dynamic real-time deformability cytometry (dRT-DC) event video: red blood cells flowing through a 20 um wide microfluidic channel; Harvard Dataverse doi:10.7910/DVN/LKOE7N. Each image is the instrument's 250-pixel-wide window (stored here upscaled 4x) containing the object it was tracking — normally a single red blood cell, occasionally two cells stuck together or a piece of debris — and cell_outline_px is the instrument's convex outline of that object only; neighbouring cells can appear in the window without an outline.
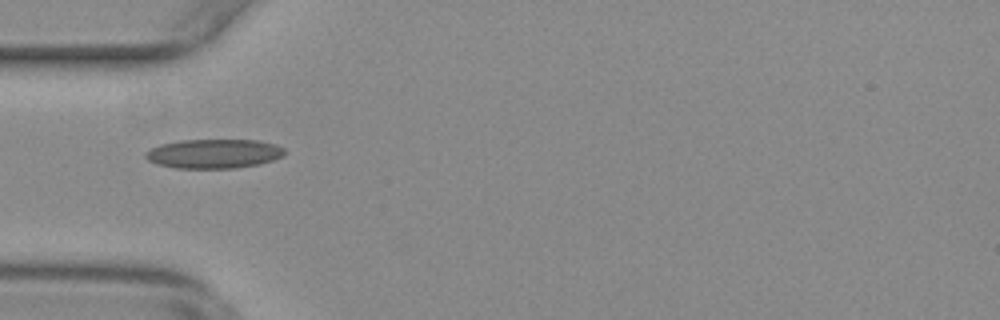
{"species": "common noctule bat (a hibernating species)", "species_latin": "Nyctalus noctula", "temperature_condition": "warm", "stored_images_in_passage": 39, "camera_frame_rate_fps": 3000, "um_per_image_px": 0.085, "animal": {"sex": "female", "body_mass_g": 29.2, "forearm_length_mm": 56.3}, "frame": {"image": 1, "passage_image": 2, "time_ms": 0.333, "image_size_px": [1000, 320], "cell_outline_px": [[284, 156], [260, 164], [236, 168], [176, 168], [160, 164], [148, 160], [144, 156], [144, 152], [160, 144], [180, 140], [260, 140], [276, 144], [284, 148]], "centroid_in_image_um": [18.2, 13.06], "position_along_channel_um": 66.8, "area_um2": 23.76}}
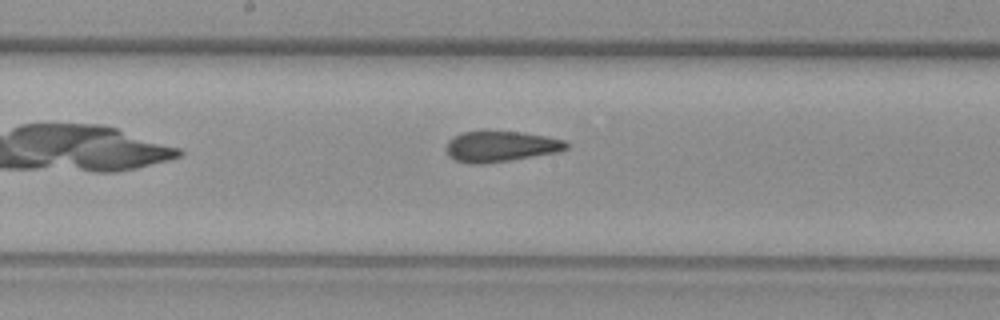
{"frame": {"image": 2, "passage_image": 13, "time_ms": 4.0, "image_size_px": [1000, 320], "cell_outline_px": [[568, 148], [556, 152], [484, 164], [468, 164], [456, 160], [448, 156], [444, 148], [448, 140], [452, 136], [464, 132], [484, 128], [524, 132], [564, 140], [568, 144]], "centroid_in_image_um": [42.46, 12.4], "position_along_channel_um": 205.7, "area_um2": 22.2}}
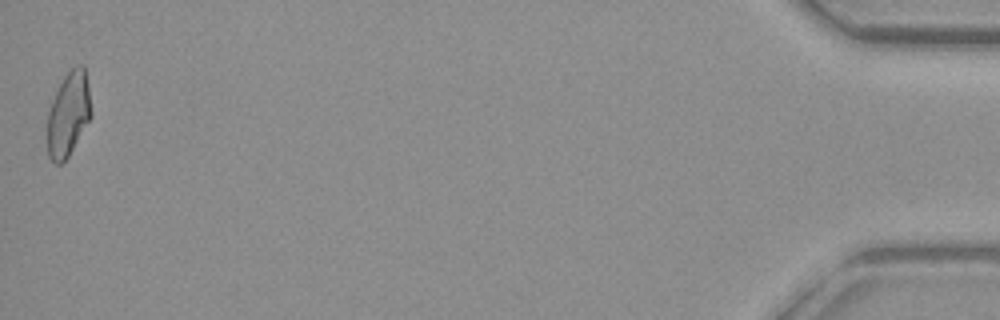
{"frame": {"image": 3, "passage_image": 39, "time_ms": 12.667, "image_size_px": [1000, 320], "cell_outline_px": [[92, 116], [68, 156], [60, 164], [56, 164], [48, 156], [48, 108], [64, 76], [72, 68], [80, 64], [84, 64], [88, 84], [92, 112]], "centroid_in_image_um": [5.83, 9.68], "position_along_channel_um": 429.4, "area_um2": 21.39}, "authors_computed_cell_mechanics": {"area_um2": 21.964, "velocity_mm_per_s": 3.781, "shape_relaxation_time_tau1_ms": 10.7389, "shape_relaxation_time_tau2_ms": 1.9171, "deformation_change_tau1": 0.2159, "deformation_change_tau2": 0.0984}}